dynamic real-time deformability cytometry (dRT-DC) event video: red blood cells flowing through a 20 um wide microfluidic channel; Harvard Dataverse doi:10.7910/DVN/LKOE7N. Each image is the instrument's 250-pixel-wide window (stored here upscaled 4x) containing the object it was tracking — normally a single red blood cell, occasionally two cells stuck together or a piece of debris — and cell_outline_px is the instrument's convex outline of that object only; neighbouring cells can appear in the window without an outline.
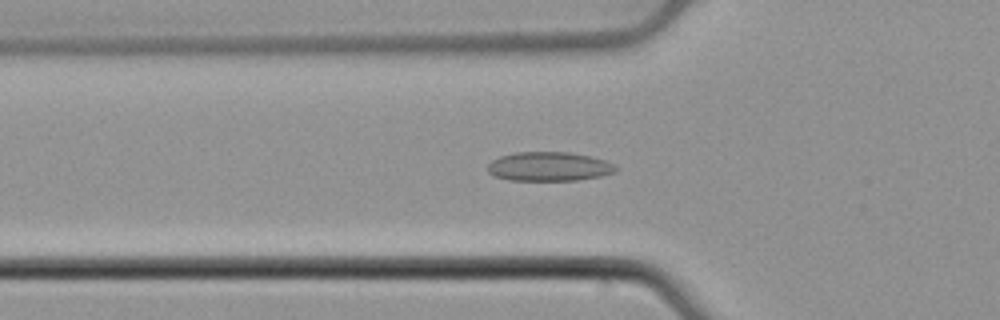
{"species": "common noctule bat (a hibernating species)", "species_latin": "Nyctalus noctula", "temperature_condition": "cold", "stored_images_in_passage": 44, "camera_frame_rate_fps": 3000, "um_per_image_px": 0.085, "animal": {"sex": "male", "body_mass_g": 21.5, "forearm_length_mm": 52.0}, "frame": {"image": 1, "passage_image": 13, "time_ms": 4.0, "image_size_px": [1000, 320], "cell_outline_px": [[620, 168], [616, 172], [600, 176], [576, 180], [508, 180], [492, 176], [488, 172], [488, 164], [492, 160], [500, 156], [516, 152], [568, 152], [592, 156], [616, 164]], "centroid_in_image_um": [46.69, 14.15], "position_along_channel_um": 79.1, "area_um2": 21.96}}
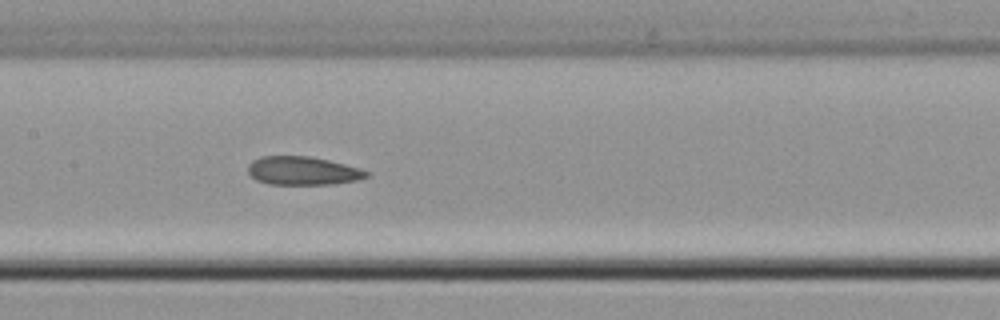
{"frame": {"image": 2, "passage_image": 21, "time_ms": 6.667, "image_size_px": [1000, 320], "cell_outline_px": [[372, 172], [368, 176], [360, 180], [336, 184], [268, 184], [256, 180], [248, 172], [248, 164], [252, 160], [264, 156], [308, 156], [328, 160], [360, 168]], "centroid_in_image_um": [25.77, 14.52], "position_along_channel_um": 181.6, "area_um2": 19.77}}
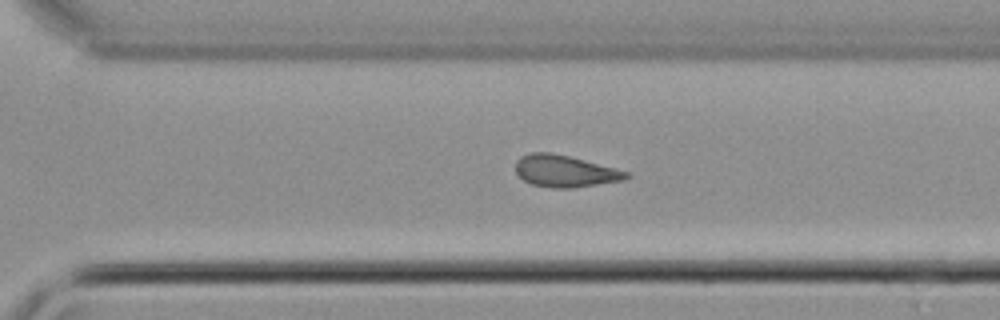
{"frame": {"image": 3, "passage_image": 32, "time_ms": 10.333, "image_size_px": [1000, 320], "cell_outline_px": [[632, 176], [624, 180], [572, 188], [552, 188], [532, 184], [524, 180], [516, 172], [516, 160], [520, 156], [532, 152], [552, 152], [584, 160], [628, 172]], "centroid_in_image_um": [48.0, 14.54], "position_along_channel_um": 322.6, "area_um2": 20.4}}